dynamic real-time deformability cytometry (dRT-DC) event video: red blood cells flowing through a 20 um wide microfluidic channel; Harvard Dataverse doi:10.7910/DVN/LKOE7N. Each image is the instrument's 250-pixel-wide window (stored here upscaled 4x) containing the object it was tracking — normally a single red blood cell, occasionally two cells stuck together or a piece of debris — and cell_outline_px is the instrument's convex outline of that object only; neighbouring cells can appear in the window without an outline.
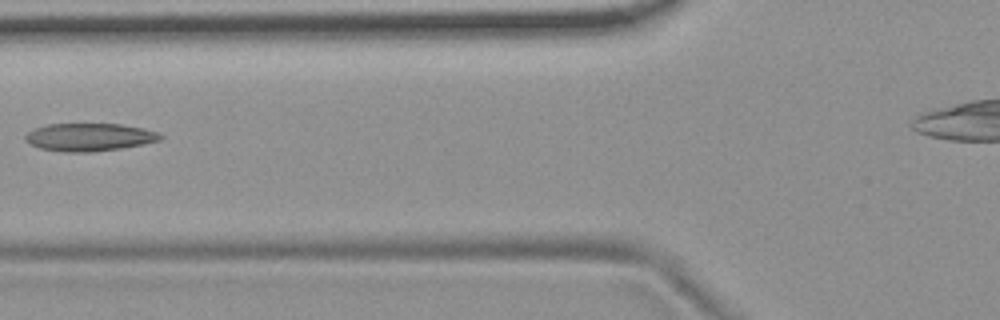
{"species": "common noctule bat (a hibernating species)", "species_latin": "Nyctalus noctula", "temperature_condition": "room temperature", "stored_images_in_passage": 3, "camera_frame_rate_fps": 3000, "um_per_image_px": 0.085, "animal": {"sex": "female", "body_mass_g": 19.9}, "frame": {"image": 1, "passage_image": 2, "time_ms": 0.333, "image_size_px": [1000, 320], "cell_outline_px": [[164, 136], [160, 140], [144, 144], [120, 148], [92, 152], [64, 152], [40, 148], [32, 144], [24, 136], [28, 132], [36, 128], [48, 124], [120, 124], [144, 128], [156, 132]], "centroid_in_image_um": [7.63, 11.65], "position_along_channel_um": 118.2, "area_um2": 21.68}}
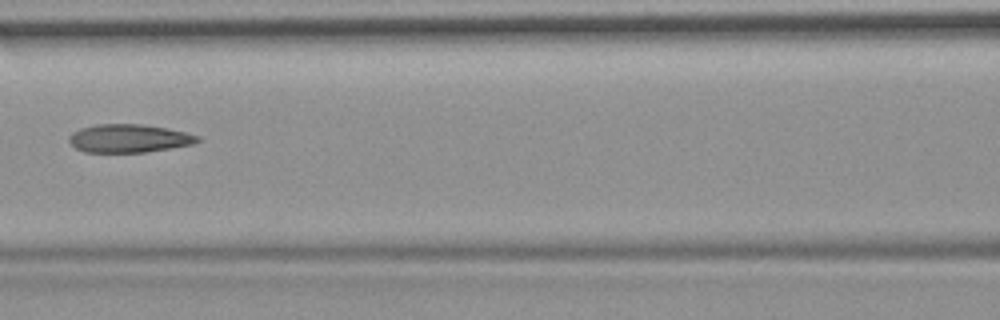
{"frame": {"image": 2, "passage_image": 3, "time_ms": 0.667, "image_size_px": [1000, 320], "cell_outline_px": [[200, 140], [192, 144], [172, 148], [144, 152], [84, 152], [76, 148], [68, 140], [68, 136], [72, 132], [80, 128], [96, 124], [140, 124], [168, 128], [200, 136]], "centroid_in_image_um": [10.94, 11.76], "position_along_channel_um": 155.7, "area_um2": 21.15}}